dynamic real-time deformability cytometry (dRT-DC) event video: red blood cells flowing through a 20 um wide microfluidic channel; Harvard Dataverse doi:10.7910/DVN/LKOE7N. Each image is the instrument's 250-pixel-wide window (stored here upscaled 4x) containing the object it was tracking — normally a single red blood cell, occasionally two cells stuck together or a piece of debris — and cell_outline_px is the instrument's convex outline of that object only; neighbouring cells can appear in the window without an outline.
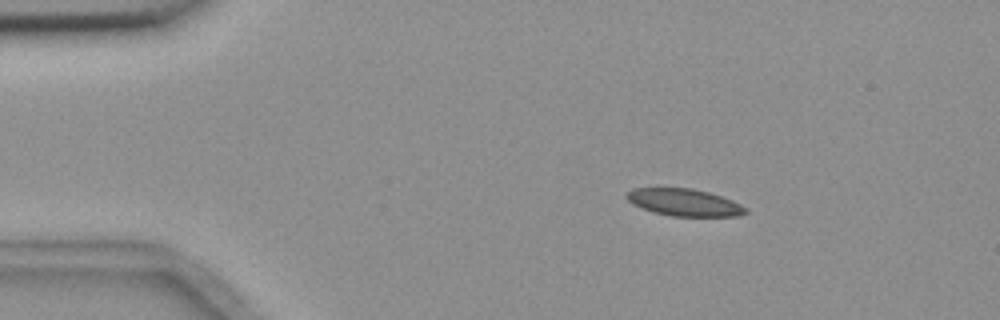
{"species": "common noctule bat (a hibernating species)", "species_latin": "Nyctalus noctula", "temperature_condition": "room temperature", "stored_images_in_passage": 4, "camera_frame_rate_fps": 3000, "um_per_image_px": 0.085, "animal": {"sex": "female", "body_mass_g": 18.4}, "frame": {"image": 1, "passage_image": 2, "time_ms": 1.0, "image_size_px": [1000, 320], "cell_outline_px": [[748, 212], [736, 216], [672, 216], [652, 212], [640, 208], [632, 204], [624, 196], [632, 188], [692, 188], [708, 192], [732, 200], [748, 208]], "centroid_in_image_um": [58.13, 17.2], "position_along_channel_um": 26.9, "area_um2": 18.9}}